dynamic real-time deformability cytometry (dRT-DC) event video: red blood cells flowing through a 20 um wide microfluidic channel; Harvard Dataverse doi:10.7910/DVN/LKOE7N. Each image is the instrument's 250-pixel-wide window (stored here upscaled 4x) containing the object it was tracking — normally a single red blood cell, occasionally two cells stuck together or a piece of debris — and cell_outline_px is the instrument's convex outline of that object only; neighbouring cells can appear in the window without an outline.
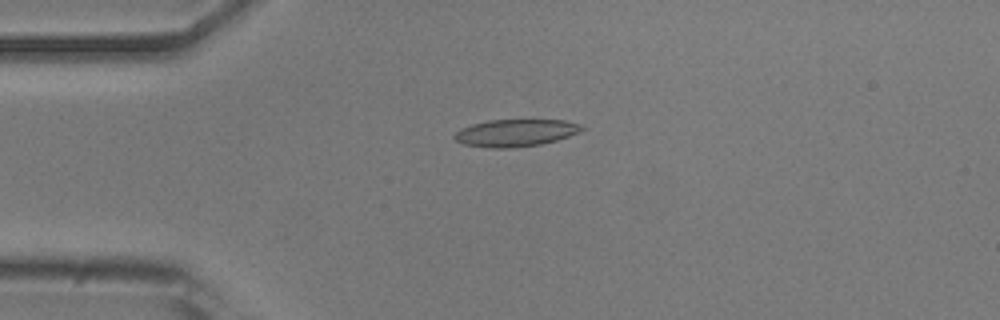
{"species": "common noctule bat (a hibernating species)", "species_latin": "Nyctalus noctula", "temperature_condition": "room temperature", "stored_images_in_passage": 45, "camera_frame_rate_fps": 3000, "um_per_image_px": 0.085, "animal": {"sex": "male", "body_mass_g": 20.5, "forearm_length_mm": 52.5}, "frame": {"image": 1, "passage_image": 6, "time_ms": 1.667, "image_size_px": [1000, 320], "cell_outline_px": [[584, 128], [580, 132], [556, 140], [540, 144], [512, 148], [488, 148], [464, 144], [456, 140], [452, 136], [460, 128], [472, 124], [488, 120], [564, 120], [580, 124]], "centroid_in_image_um": [43.79, 11.29], "position_along_channel_um": 41.2, "area_um2": 20.17}}
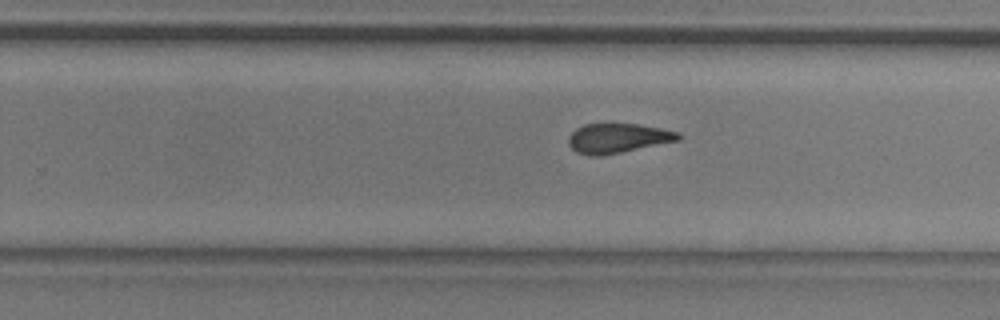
{"frame": {"image": 2, "passage_image": 26, "time_ms": 8.333, "image_size_px": [1000, 320], "cell_outline_px": [[680, 140], [600, 156], [592, 156], [576, 152], [568, 144], [568, 136], [576, 128], [584, 124], [636, 124], [660, 128], [680, 132]], "centroid_in_image_um": [52.49, 11.74], "position_along_channel_um": 277.3, "area_um2": 18.79}}
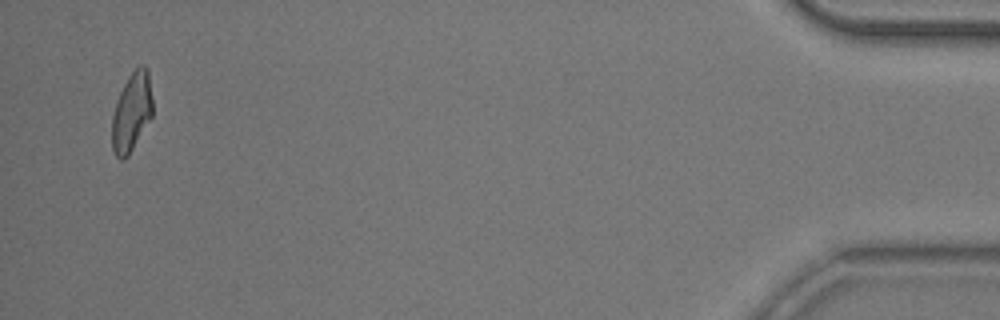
{"frame": {"image": 3, "passage_image": 44, "time_ms": 14.333, "image_size_px": [1000, 320], "cell_outline_px": [[152, 116], [128, 156], [124, 160], [120, 160], [116, 156], [112, 148], [112, 116], [116, 100], [128, 76], [140, 64], [144, 64], [148, 68], [152, 100]], "centroid_in_image_um": [11.19, 9.51], "position_along_channel_um": 424.0, "area_um2": 18.73}, "authors_computed_cell_mechanics": {"area_um2": 19.7098, "velocity_mm_per_s": 3.873, "shape_relaxation_time_tau1_ms": 3.9427, "shape_relaxation_time_tau2_ms": 2.3016, "deformation_change_tau1": 0.1384, "deformation_change_tau2": 0.1094}}